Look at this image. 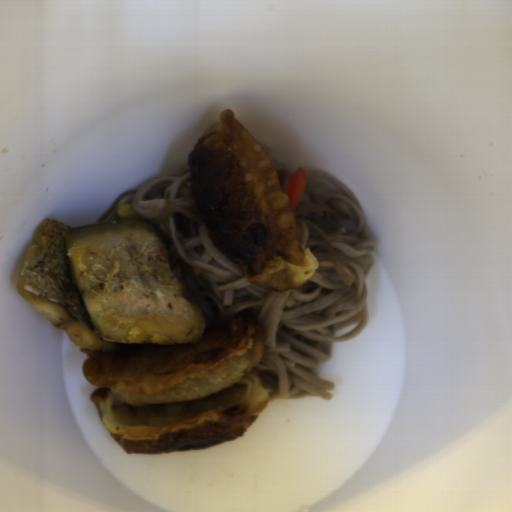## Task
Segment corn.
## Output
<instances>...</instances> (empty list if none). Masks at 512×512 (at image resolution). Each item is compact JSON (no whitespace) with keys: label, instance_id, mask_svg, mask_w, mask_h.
<instances>
[{"label":"corn","instance_id":"corn-1","mask_svg":"<svg viewBox=\"0 0 512 512\" xmlns=\"http://www.w3.org/2000/svg\"><path fill=\"white\" fill-rule=\"evenodd\" d=\"M119 220H134L137 212L133 207V204H119L116 212Z\"/></svg>","mask_w":512,"mask_h":512}]
</instances>
